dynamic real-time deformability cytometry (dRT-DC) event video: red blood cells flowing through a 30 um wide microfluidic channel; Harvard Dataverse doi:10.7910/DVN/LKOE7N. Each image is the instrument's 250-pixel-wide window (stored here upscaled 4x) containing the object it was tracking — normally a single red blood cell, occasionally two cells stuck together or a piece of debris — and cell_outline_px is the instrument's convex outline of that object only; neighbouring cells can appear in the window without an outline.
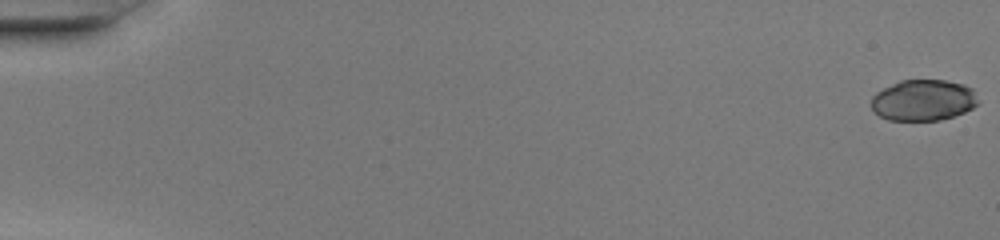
{"species": "common noctule bat (a hibernating species)", "species_latin": "Nyctalus noctula", "temperature_condition": "warm", "stored_images_in_passage": 50, "camera_frame_rate_fps": 3000, "um_per_image_px": 0.085, "animal": {"sex": "female", "body_mass_g": 20.0, "forearm_length_mm": 54.0}, "frame": {"image": 1, "passage_image": 1, "time_ms": 0.0, "image_size_px": [1000, 240], "cell_outline_px": [[976, 104], [972, 108], [964, 112], [940, 120], [888, 120], [872, 112], [872, 96], [876, 92], [900, 80], [944, 80], [964, 84], [972, 88], [976, 100]], "centroid_in_image_um": [78.44, 8.51], "position_along_channel_um": 6.6, "area_um2": 25.43}}
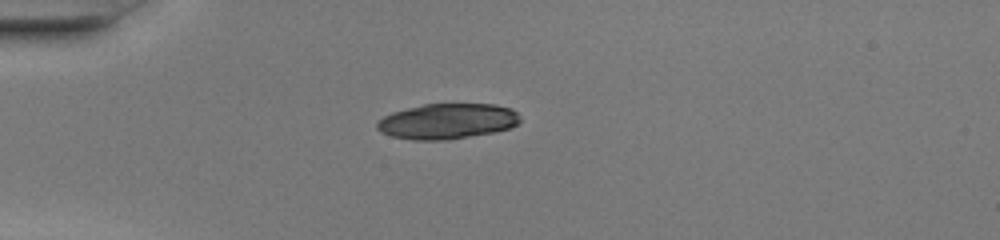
{"frame": {"image": 2, "passage_image": 15, "time_ms": 4.667, "image_size_px": [1000, 240], "cell_outline_px": [[520, 120], [512, 128], [492, 132], [444, 140], [412, 140], [392, 136], [380, 132], [376, 128], [376, 120], [392, 112], [424, 104], [496, 104], [512, 108], [520, 116]], "centroid_in_image_um": [38.0, 10.3], "position_along_channel_um": 47.0, "area_um2": 29.59}}